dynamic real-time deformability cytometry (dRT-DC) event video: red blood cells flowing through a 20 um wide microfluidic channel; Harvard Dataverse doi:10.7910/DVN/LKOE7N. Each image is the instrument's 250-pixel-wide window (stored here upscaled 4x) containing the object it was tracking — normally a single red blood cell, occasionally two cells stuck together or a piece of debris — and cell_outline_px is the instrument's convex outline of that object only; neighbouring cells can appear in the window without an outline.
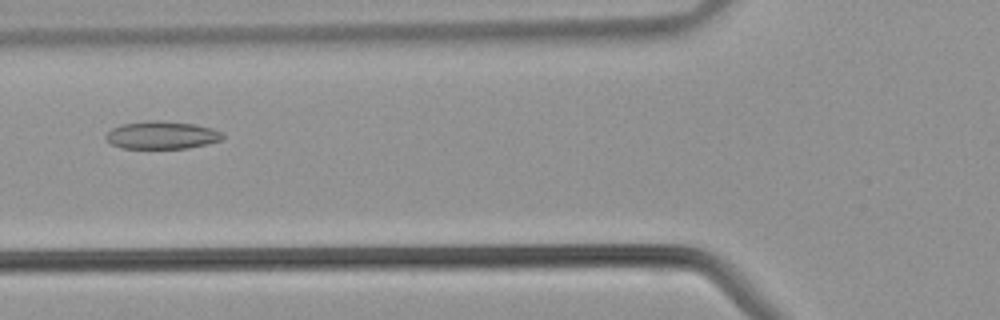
{"species": "common noctule bat (a hibernating species)", "species_latin": "Nyctalus noctula", "temperature_condition": "warm", "stored_images_in_passage": 33, "camera_frame_rate_fps": 3000, "um_per_image_px": 0.085, "animal": {"sex": "male", "body_mass_g": 21.5, "forearm_length_mm": 52.0}, "frame": {"image": 1, "passage_image": 7, "time_ms": 2.0, "image_size_px": [1000, 320], "cell_outline_px": [[224, 136], [220, 140], [208, 144], [188, 148], [124, 148], [112, 144], [104, 136], [112, 128], [120, 124], [148, 120], [160, 120], [196, 124], [212, 128], [220, 132]], "centroid_in_image_um": [13.75, 11.47], "position_along_channel_um": 112.0, "area_um2": 18.9}}
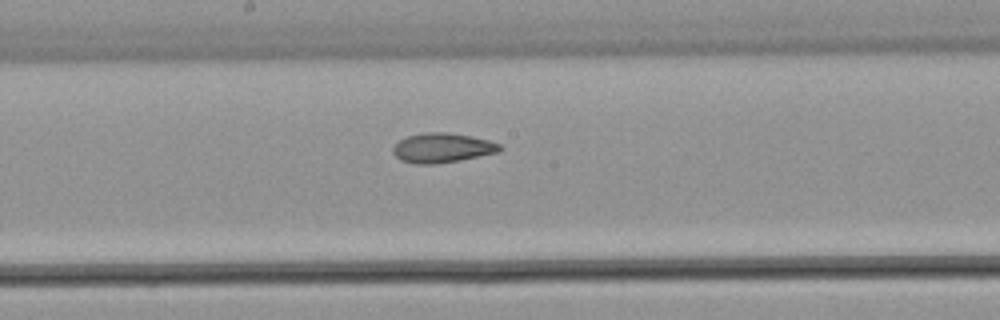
{"frame": {"image": 2, "passage_image": 13, "time_ms": 4.0, "image_size_px": [1000, 320], "cell_outline_px": [[500, 148], [496, 152], [460, 160], [432, 164], [416, 164], [400, 160], [392, 152], [392, 148], [400, 140], [408, 136], [424, 132], [444, 132], [472, 136], [488, 140], [500, 144]], "centroid_in_image_um": [37.54, 12.56], "position_along_channel_um": 210.7, "area_um2": 18.15}}
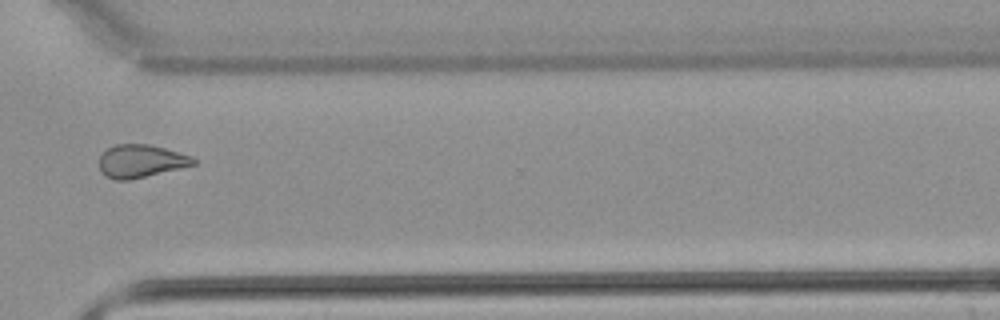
{"frame": {"image": 3, "passage_image": 22, "time_ms": 7.0, "image_size_px": [1000, 320], "cell_outline_px": [[196, 164], [132, 180], [116, 180], [104, 176], [100, 168], [100, 156], [108, 148], [116, 144], [148, 144], [164, 148], [192, 156], [196, 160]], "centroid_in_image_um": [11.97, 13.7], "position_along_channel_um": 358.6, "area_um2": 18.03}}